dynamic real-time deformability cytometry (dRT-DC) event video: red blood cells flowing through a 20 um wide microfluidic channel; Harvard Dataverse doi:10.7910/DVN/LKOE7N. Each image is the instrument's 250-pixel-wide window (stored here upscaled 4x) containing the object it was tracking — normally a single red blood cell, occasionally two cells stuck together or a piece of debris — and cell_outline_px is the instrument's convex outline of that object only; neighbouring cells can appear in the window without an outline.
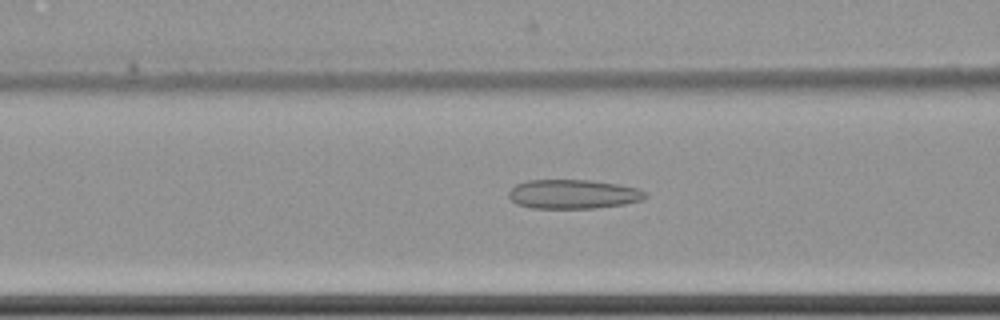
{"species": "common noctule bat (a hibernating species)", "species_latin": "Nyctalus noctula", "temperature_condition": "cold", "stored_images_in_passage": 32, "camera_frame_rate_fps": 3000, "um_per_image_px": 0.085, "animal": {"sex": "female", "body_mass_g": 22.7, "forearm_length_mm": 54.2}, "frame": {"image": 1, "passage_image": 8, "time_ms": 2.333, "image_size_px": [1000, 320], "cell_outline_px": [[648, 196], [644, 200], [624, 204], [596, 208], [532, 208], [516, 204], [508, 196], [508, 192], [516, 184], [528, 180], [592, 180], [620, 184], [640, 188]], "centroid_in_image_um": [48.75, 16.5], "position_along_channel_um": 117.8, "area_um2": 23.47}}
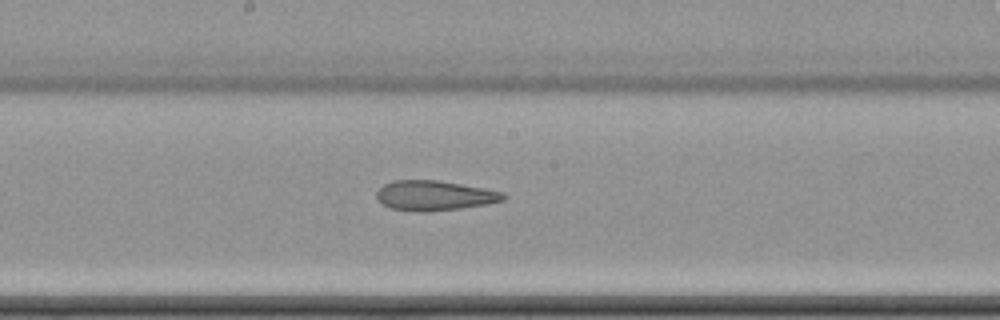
{"frame": {"image": 2, "passage_image": 16, "time_ms": 5.0, "image_size_px": [1000, 320], "cell_outline_px": [[508, 196], [504, 200], [488, 204], [460, 208], [428, 212], [420, 212], [388, 208], [380, 204], [376, 200], [376, 192], [384, 184], [392, 180], [436, 180], [484, 188], [504, 192]], "centroid_in_image_um": [36.9, 16.63], "position_along_channel_um": 211.3, "area_um2": 22.37}}
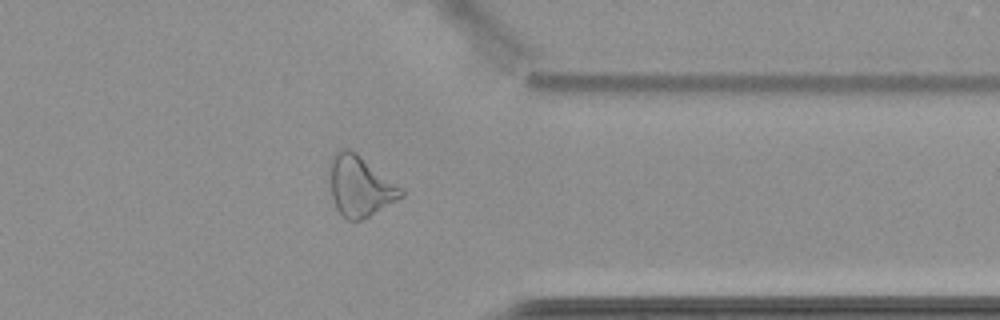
{"frame": {"image": 3, "passage_image": 31, "time_ms": 10.0, "image_size_px": [1000, 320], "cell_outline_px": [[404, 196], [368, 216], [360, 220], [348, 220], [336, 208], [332, 196], [328, 164], [332, 156], [336, 152], [344, 148], [348, 148], [356, 152], [404, 188]], "centroid_in_image_um": [30.6, 15.79], "position_along_channel_um": 380.8, "area_um2": 25.2}}